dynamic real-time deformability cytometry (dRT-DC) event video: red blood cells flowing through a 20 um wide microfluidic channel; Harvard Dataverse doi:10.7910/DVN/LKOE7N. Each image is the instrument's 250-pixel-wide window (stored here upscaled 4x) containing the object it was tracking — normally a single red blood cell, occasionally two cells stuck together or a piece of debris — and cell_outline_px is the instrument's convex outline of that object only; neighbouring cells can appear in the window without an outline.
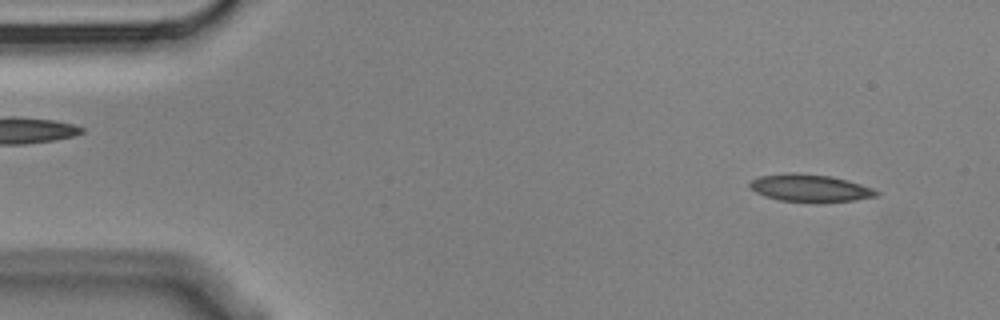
{"species": "Egyptian fruit bat (a non-hibernating species)", "species_latin": "Rousettus aegyptiacus", "temperature_condition": "cold", "stored_images_in_passage": 5, "camera_frame_rate_fps": 3000, "um_per_image_px": 0.085, "animal": {"sex": "male"}, "frame": {"image": 1, "passage_image": 1, "time_ms": 0.0, "image_size_px": [1000, 320], "cell_outline_px": [[880, 192], [876, 196], [852, 200], [780, 200], [764, 196], [756, 192], [748, 184], [752, 180], [760, 176], [788, 172], [796, 172], [832, 176], [848, 180], [872, 188]], "centroid_in_image_um": [68.82, 15.93], "position_along_channel_um": 16.2, "area_um2": 19.54}}
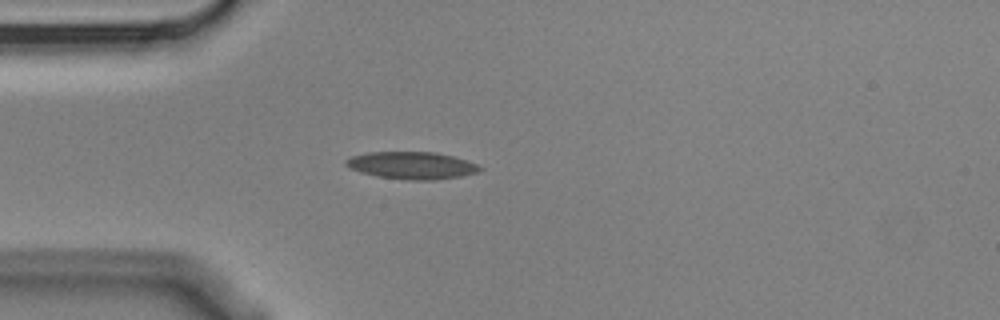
{"frame": {"image": 2, "passage_image": 4, "time_ms": 1.0, "image_size_px": [1000, 320], "cell_outline_px": [[484, 168], [476, 172], [460, 176], [432, 180], [408, 180], [380, 176], [360, 172], [348, 168], [344, 164], [344, 160], [352, 156], [368, 152], [436, 152], [452, 156], [476, 164]], "centroid_in_image_um": [34.95, 14.05], "position_along_channel_um": 50.0, "area_um2": 21.1}}